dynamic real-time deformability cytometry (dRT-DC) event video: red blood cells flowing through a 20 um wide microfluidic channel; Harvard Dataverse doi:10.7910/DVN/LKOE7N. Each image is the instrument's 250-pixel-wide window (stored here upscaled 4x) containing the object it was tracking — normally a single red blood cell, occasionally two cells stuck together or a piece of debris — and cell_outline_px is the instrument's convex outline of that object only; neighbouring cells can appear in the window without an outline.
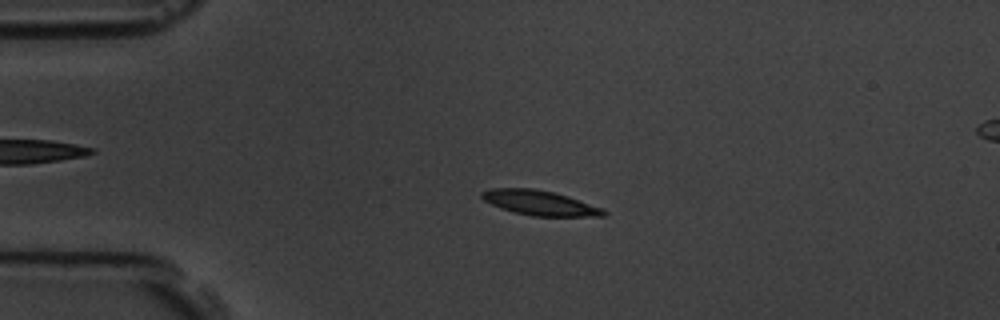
{"species": "common noctule bat (a hibernating species)", "species_latin": "Nyctalus noctula", "temperature_condition": "room temperature", "stored_images_in_passage": 5, "camera_frame_rate_fps": 3000, "um_per_image_px": 0.085, "animal": {"sex": "male", "body_mass_g": 19.5, "forearm_length_mm": 54.6}, "frame": {"image": 1, "passage_image": 3, "time_ms": 2.333, "image_size_px": [1000, 320], "cell_outline_px": [[608, 212], [604, 216], [532, 216], [500, 208], [484, 200], [480, 196], [480, 192], [492, 188], [532, 188], [552, 192], [568, 196], [604, 208]], "centroid_in_image_um": [45.9, 17.24], "position_along_channel_um": 39.1, "area_um2": 17.57}}